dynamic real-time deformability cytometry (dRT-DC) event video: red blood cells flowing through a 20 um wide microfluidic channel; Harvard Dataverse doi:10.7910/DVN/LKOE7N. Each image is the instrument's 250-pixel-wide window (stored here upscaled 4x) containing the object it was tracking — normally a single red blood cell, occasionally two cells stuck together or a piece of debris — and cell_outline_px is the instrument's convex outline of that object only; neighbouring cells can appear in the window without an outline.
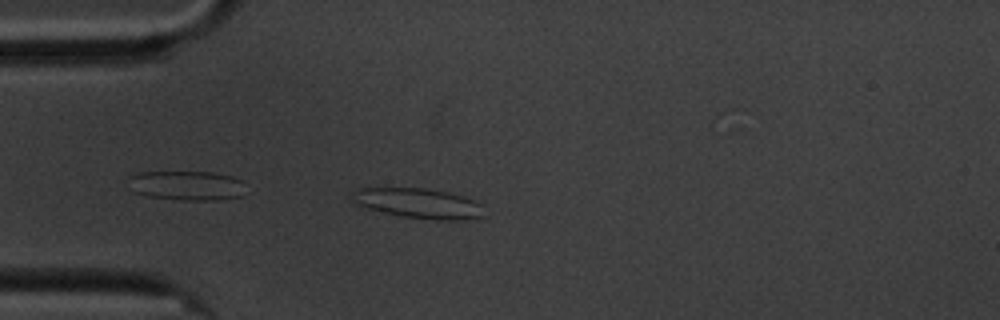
{"species": "common noctule bat (a hibernating species)", "species_latin": "Nyctalus noctula", "temperature_condition": "cold", "stored_images_in_passage": 45, "camera_frame_rate_fps": 3000, "um_per_image_px": 0.085, "animal": {"sex": "male", "body_mass_g": 20.1, "forearm_length_mm": 53.5}, "frame": {"image": 1, "passage_image": 2, "time_ms": 0.333, "image_size_px": [1000, 320], "cell_outline_px": [[484, 216], [460, 220], [436, 220], [400, 216], [368, 208], [352, 200], [352, 192], [356, 188], [424, 188], [448, 192], [464, 196], [476, 200], [480, 204]], "centroid_in_image_um": [35.6, 17.27], "position_along_channel_um": 49.4, "area_um2": 22.95}}
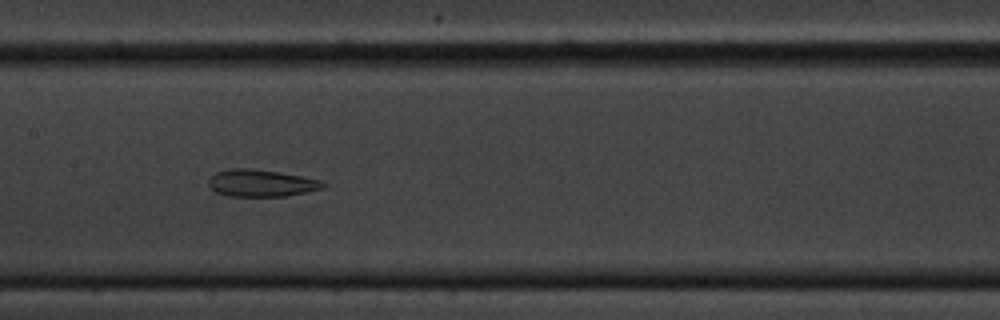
{"frame": {"image": 2, "passage_image": 15, "time_ms": 4.667, "image_size_px": [1000, 320], "cell_outline_px": [[328, 184], [324, 188], [284, 196], [228, 196], [216, 192], [208, 184], [208, 180], [216, 172], [228, 168], [252, 168], [300, 176], [320, 180]], "centroid_in_image_um": [22.18, 15.56], "position_along_channel_um": 185.2, "area_um2": 17.92}}
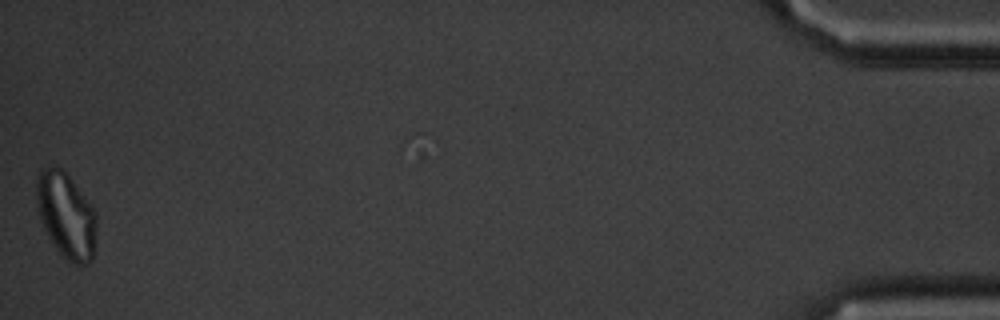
{"frame": {"image": 3, "passage_image": 45, "time_ms": 14.667, "image_size_px": [1000, 320], "cell_outline_px": [[96, 228], [92, 260], [88, 264], [76, 268], [56, 248], [48, 236], [36, 212], [36, 180], [40, 168], [56, 164], [72, 180], [96, 212]], "centroid_in_image_um": [5.59, 18.31], "position_along_channel_um": 429.6, "area_um2": 30.29}, "authors_computed_cell_mechanics": {"area_um2": 19.9988, "velocity_mm_per_s": 3.3821, "shape_relaxation_time_tau1_ms": null, "shape_relaxation_time_tau2_ms": 2.4299, "deformation_change_tau1": null, "deformation_change_tau2": 0.0984}}